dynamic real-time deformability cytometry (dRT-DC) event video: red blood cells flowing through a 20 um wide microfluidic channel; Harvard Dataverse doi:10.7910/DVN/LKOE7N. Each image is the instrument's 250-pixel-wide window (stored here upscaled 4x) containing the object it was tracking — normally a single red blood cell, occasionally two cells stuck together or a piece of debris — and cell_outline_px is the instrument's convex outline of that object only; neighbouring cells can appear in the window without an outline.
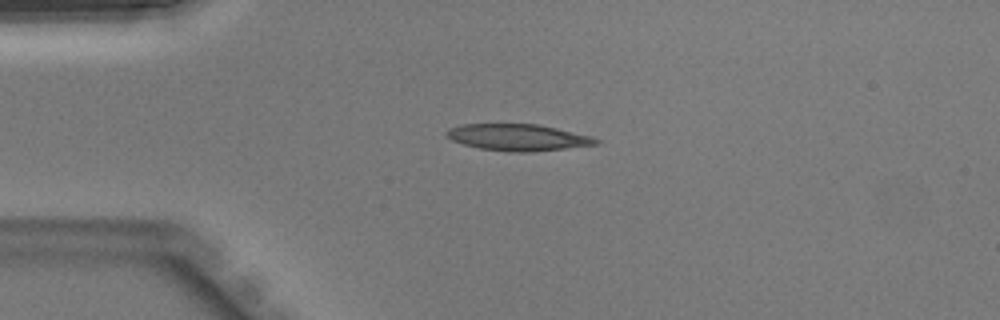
{"species": "Egyptian fruit bat (a non-hibernating species)", "species_latin": "Rousettus aegyptiacus", "temperature_condition": "warm", "stored_images_in_passage": 34, "camera_frame_rate_fps": 3000, "um_per_image_px": 0.085, "animal": {"sex": "male"}, "frame": {"image": 1, "passage_image": 1, "time_ms": 0.0, "image_size_px": [1000, 320], "cell_outline_px": [[600, 140], [596, 144], [532, 152], [508, 152], [480, 148], [464, 144], [452, 140], [444, 132], [448, 128], [460, 124], [536, 124], [556, 128], [592, 136]], "centroid_in_image_um": [43.99, 11.67], "position_along_channel_um": 41.0, "area_um2": 23.0}}
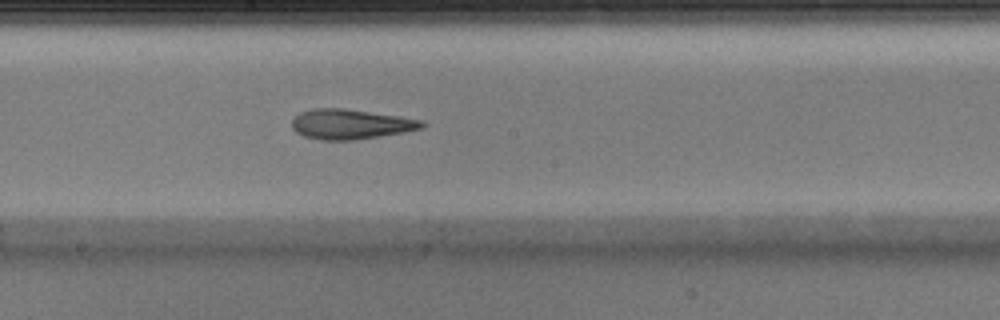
{"frame": {"image": 2, "passage_image": 14, "time_ms": 4.333, "image_size_px": [1000, 320], "cell_outline_px": [[428, 124], [420, 128], [404, 132], [352, 140], [320, 140], [304, 136], [296, 132], [292, 128], [292, 120], [300, 112], [312, 108], [344, 108], [400, 116], [424, 120]], "centroid_in_image_um": [29.8, 10.54], "position_along_channel_um": 218.4, "area_um2": 22.72}}
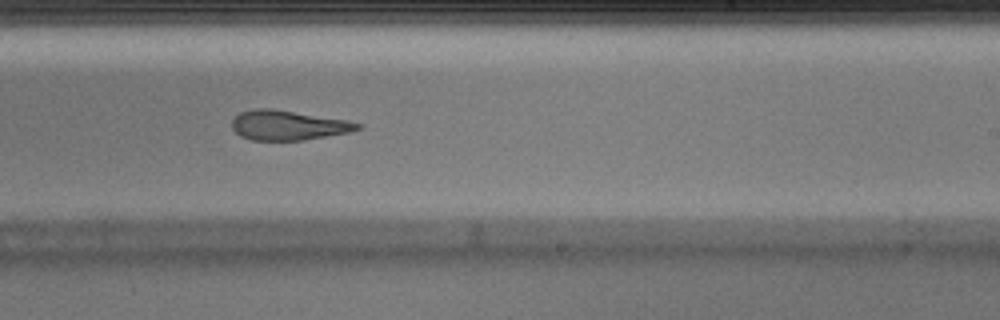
{"frame": {"image": 3, "passage_image": 17, "time_ms": 5.333, "image_size_px": [1000, 320], "cell_outline_px": [[360, 128], [352, 132], [304, 140], [252, 140], [240, 136], [232, 128], [232, 120], [240, 112], [256, 108], [268, 108], [348, 120], [360, 124]], "centroid_in_image_um": [24.48, 10.65], "position_along_channel_um": 264.5, "area_um2": 21.62}}